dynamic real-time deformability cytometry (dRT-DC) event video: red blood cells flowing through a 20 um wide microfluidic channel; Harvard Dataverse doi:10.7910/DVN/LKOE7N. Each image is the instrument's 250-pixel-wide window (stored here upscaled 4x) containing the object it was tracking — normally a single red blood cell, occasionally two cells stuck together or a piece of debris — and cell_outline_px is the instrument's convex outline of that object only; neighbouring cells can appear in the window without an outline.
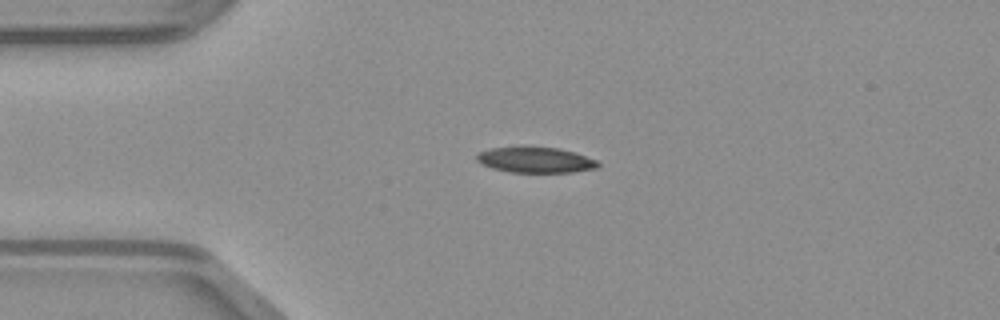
{"species": "common noctule bat (a hibernating species)", "species_latin": "Nyctalus noctula", "temperature_condition": "warm", "stored_images_in_passage": 48, "camera_frame_rate_fps": 3000, "um_per_image_px": 0.085, "animal": {"sex": "male", "body_mass_g": 23.1, "forearm_length_mm": 52.7}, "frame": {"image": 1, "passage_image": 11, "time_ms": 3.333, "image_size_px": [1000, 320], "cell_outline_px": [[600, 164], [596, 168], [572, 172], [508, 172], [492, 168], [480, 164], [476, 160], [476, 156], [480, 152], [492, 148], [524, 144], [560, 148], [596, 160]], "centroid_in_image_um": [45.45, 13.56], "position_along_channel_um": 39.6, "area_um2": 18.61}}
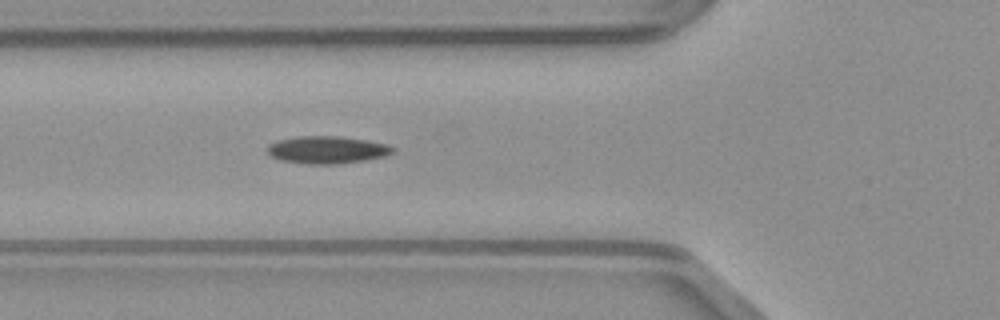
{"frame": {"image": 2, "passage_image": 17, "time_ms": 5.333, "image_size_px": [1000, 320], "cell_outline_px": [[396, 152], [384, 156], [364, 160], [340, 164], [308, 164], [280, 160], [272, 156], [268, 152], [268, 144], [276, 140], [300, 136], [336, 136], [364, 140], [388, 144], [396, 148]], "centroid_in_image_um": [27.82, 12.74], "position_along_channel_um": 98.0, "area_um2": 20.06}}
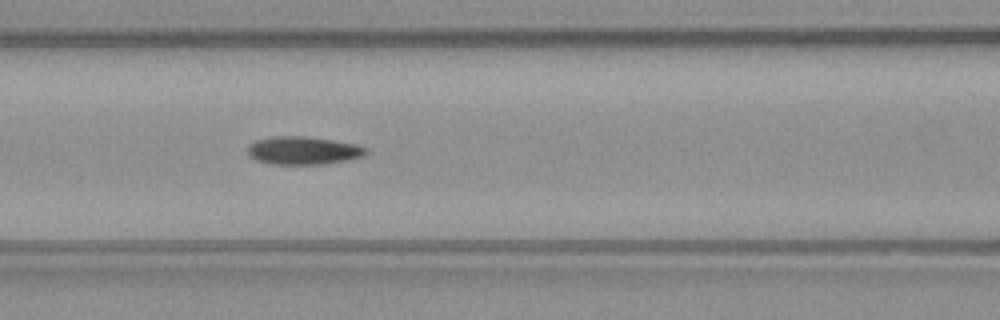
{"frame": {"image": 3, "passage_image": 20, "time_ms": 6.333, "image_size_px": [1000, 320], "cell_outline_px": [[368, 152], [364, 156], [348, 160], [324, 164], [272, 164], [256, 160], [248, 156], [248, 144], [256, 140], [272, 136], [304, 136], [332, 140], [356, 144], [368, 148]], "centroid_in_image_um": [25.77, 12.79], "position_along_channel_um": 140.8, "area_um2": 19.48}}